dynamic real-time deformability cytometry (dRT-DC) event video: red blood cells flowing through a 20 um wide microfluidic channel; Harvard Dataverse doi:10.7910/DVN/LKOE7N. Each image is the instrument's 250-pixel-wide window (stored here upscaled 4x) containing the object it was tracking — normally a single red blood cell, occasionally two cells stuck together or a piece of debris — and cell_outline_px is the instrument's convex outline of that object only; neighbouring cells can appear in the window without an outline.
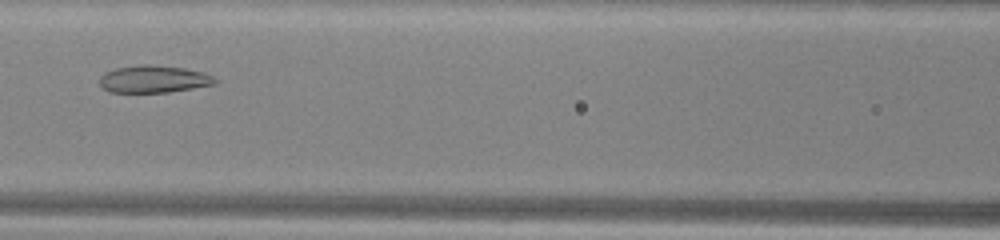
{"species": "common noctule bat (a hibernating species)", "species_latin": "Nyctalus noctula", "temperature_condition": "warm", "stored_images_in_passage": 31, "camera_frame_rate_fps": 3000, "um_per_image_px": 0.085, "animal": {"sex": "male", "body_mass_g": 13.0, "forearm_length_mm": 53.1}, "frame": {"image": 1, "passage_image": 14, "time_ms": 4.333, "image_size_px": [1000, 240], "cell_outline_px": [[220, 80], [216, 84], [168, 92], [108, 92], [100, 84], [100, 76], [104, 72], [116, 68], [140, 64], [148, 64], [184, 68], [204, 72]], "centroid_in_image_um": [13.08, 6.72], "position_along_channel_um": 153.5, "area_um2": 18.44}}
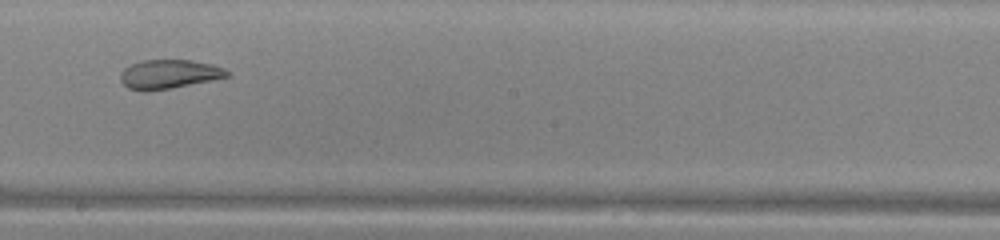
{"frame": {"image": 2, "passage_image": 20, "time_ms": 6.333, "image_size_px": [1000, 240], "cell_outline_px": [[232, 76], [212, 80], [168, 88], [128, 88], [120, 80], [120, 72], [124, 68], [140, 60], [192, 60], [212, 64], [224, 68], [232, 72]], "centroid_in_image_um": [14.45, 6.25], "position_along_channel_um": 233.8, "area_um2": 17.57}}
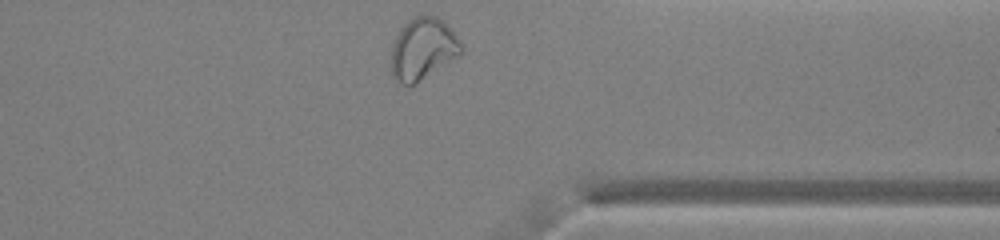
{"frame": {"image": 3, "passage_image": 31, "time_ms": 10.0, "image_size_px": [1000, 240], "cell_outline_px": [[464, 48], [460, 56], [416, 84], [408, 88], [396, 84], [392, 76], [392, 44], [400, 28], [408, 20], [424, 12], [436, 16], [444, 20], [452, 28], [464, 44]], "centroid_in_image_um": [35.98, 4.16], "position_along_channel_um": 375.4, "area_um2": 26.41}, "authors_computed_cell_mechanics": {"area_um2": 19.5942, "velocity_mm_per_s": 4.0288, "shape_relaxation_time_tau1_ms": null, "shape_relaxation_time_tau2_ms": 1.7198, "deformation_change_tau1": null, "deformation_change_tau2": 0.0889}}